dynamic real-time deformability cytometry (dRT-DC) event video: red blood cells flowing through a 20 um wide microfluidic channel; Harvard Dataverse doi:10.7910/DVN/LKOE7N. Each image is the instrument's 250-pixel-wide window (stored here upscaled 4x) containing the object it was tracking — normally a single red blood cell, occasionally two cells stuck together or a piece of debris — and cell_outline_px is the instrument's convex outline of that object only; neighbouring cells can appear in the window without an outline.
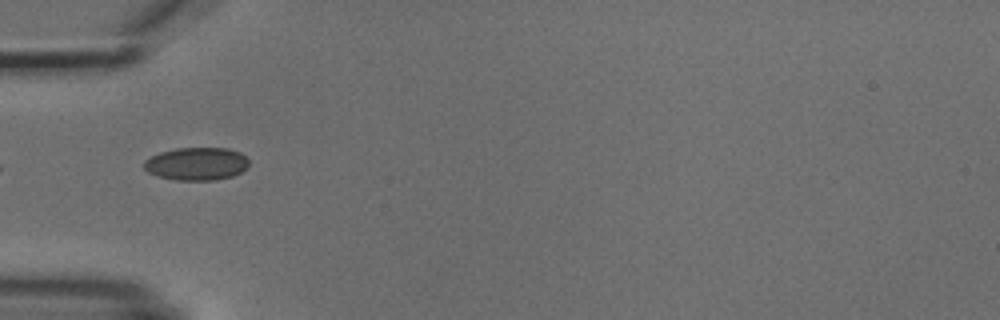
{"species": "common noctule bat (a hibernating species)", "species_latin": "Nyctalus noctula", "temperature_condition": "cold", "stored_images_in_passage": 7, "camera_frame_rate_fps": 3000, "um_per_image_px": 0.085, "animal": {"sex": "male", "body_mass_g": 18.8}, "frame": {"image": 1, "passage_image": 5, "time_ms": 4.667, "image_size_px": [1000, 320], "cell_outline_px": [[248, 168], [232, 176], [216, 180], [176, 180], [156, 176], [148, 172], [144, 168], [144, 160], [160, 152], [176, 148], [228, 148], [240, 152], [248, 160]], "centroid_in_image_um": [16.7, 13.92], "position_along_channel_um": 68.3, "area_um2": 20.17}}
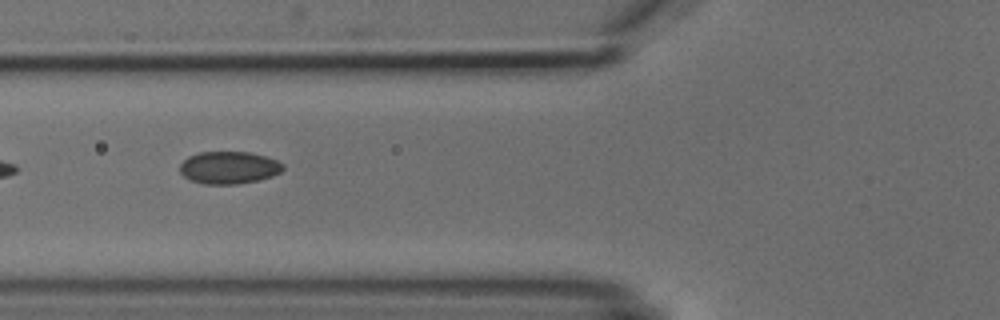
{"frame": {"image": 2, "passage_image": 6, "time_ms": 5.667, "image_size_px": [1000, 320], "cell_outline_px": [[284, 168], [280, 172], [272, 176], [256, 180], [236, 184], [204, 184], [192, 180], [184, 176], [180, 172], [180, 164], [188, 156], [200, 152], [248, 152], [264, 156], [276, 160], [284, 164]], "centroid_in_image_um": [19.45, 14.24], "position_along_channel_um": 106.4, "area_um2": 19.31}}
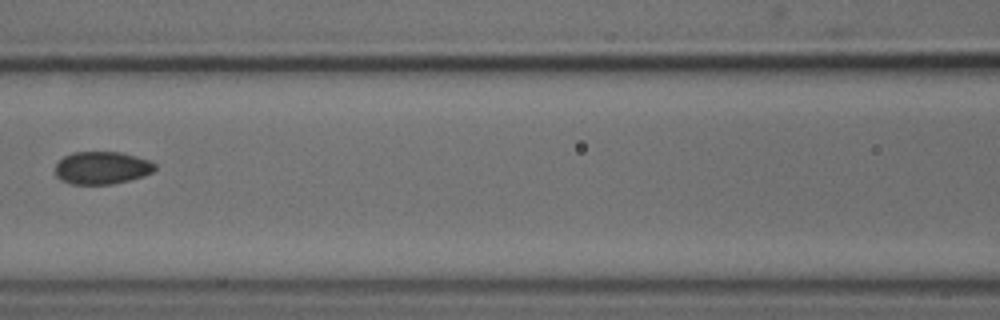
{"frame": {"image": 3, "passage_image": 7, "time_ms": 7.0, "image_size_px": [1000, 320], "cell_outline_px": [[156, 168], [152, 172], [144, 176], [112, 184], [72, 184], [60, 180], [56, 176], [56, 164], [64, 156], [72, 152], [120, 152], [136, 156], [148, 160], [156, 164]], "centroid_in_image_um": [8.66, 14.26], "position_along_channel_um": 157.9, "area_um2": 18.96}}